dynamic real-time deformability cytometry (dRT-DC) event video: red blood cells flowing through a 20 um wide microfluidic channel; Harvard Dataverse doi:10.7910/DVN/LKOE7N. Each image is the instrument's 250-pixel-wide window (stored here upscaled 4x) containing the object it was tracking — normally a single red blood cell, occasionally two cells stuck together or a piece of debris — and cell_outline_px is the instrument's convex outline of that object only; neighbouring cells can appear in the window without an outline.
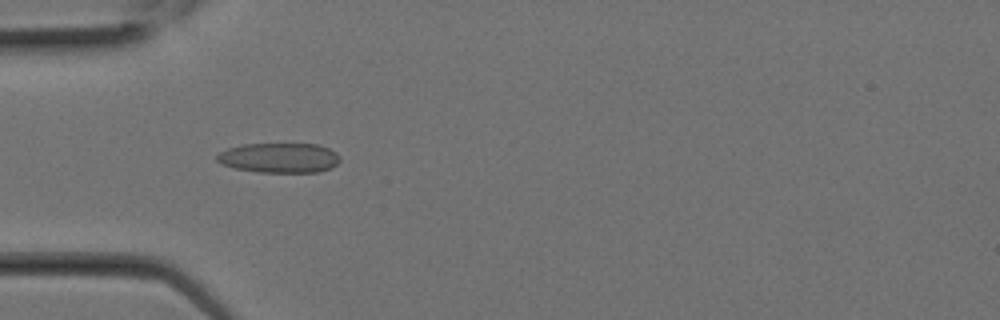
{"species": "Egyptian fruit bat (a non-hibernating species)", "species_latin": "Rousettus aegyptiacus", "temperature_condition": "room temperature", "stored_images_in_passage": 3, "camera_frame_rate_fps": 3000, "um_per_image_px": 0.085, "animal": {"sex": "female"}, "frame": {"image": 1, "passage_image": 3, "time_ms": 0.667, "image_size_px": [1000, 320], "cell_outline_px": [[340, 160], [332, 168], [316, 172], [260, 172], [236, 168], [220, 164], [216, 160], [216, 156], [220, 152], [228, 148], [244, 144], [316, 144], [328, 148], [336, 152], [340, 156]], "centroid_in_image_um": [23.74, 13.41], "position_along_channel_um": 61.3, "area_um2": 21.39}}